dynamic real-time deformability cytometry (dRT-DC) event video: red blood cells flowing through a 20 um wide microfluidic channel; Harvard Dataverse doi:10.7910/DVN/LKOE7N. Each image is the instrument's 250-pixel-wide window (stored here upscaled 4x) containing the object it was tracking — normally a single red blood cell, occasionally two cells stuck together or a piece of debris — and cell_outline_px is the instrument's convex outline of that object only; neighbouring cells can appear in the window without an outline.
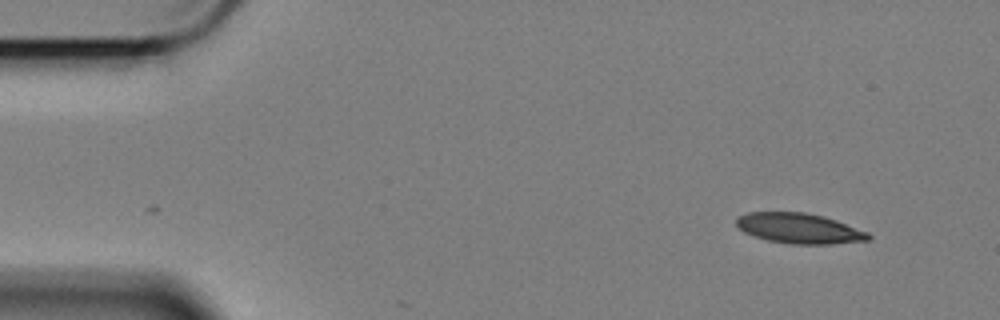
{"species": "Egyptian fruit bat (a non-hibernating species)", "species_latin": "Rousettus aegyptiacus", "temperature_condition": "cold", "stored_images_in_passage": 4, "camera_frame_rate_fps": 3000, "um_per_image_px": 0.085, "animal": {"sex": "female"}, "frame": {"image": 1, "passage_image": 1, "time_ms": 0.0, "image_size_px": [1000, 320], "cell_outline_px": [[872, 240], [832, 244], [792, 244], [768, 240], [744, 232], [736, 228], [736, 216], [748, 212], [804, 212], [824, 216], [836, 220], [868, 232], [872, 236]], "centroid_in_image_um": [67.93, 19.41], "position_along_channel_um": 17.1, "area_um2": 23.47}}